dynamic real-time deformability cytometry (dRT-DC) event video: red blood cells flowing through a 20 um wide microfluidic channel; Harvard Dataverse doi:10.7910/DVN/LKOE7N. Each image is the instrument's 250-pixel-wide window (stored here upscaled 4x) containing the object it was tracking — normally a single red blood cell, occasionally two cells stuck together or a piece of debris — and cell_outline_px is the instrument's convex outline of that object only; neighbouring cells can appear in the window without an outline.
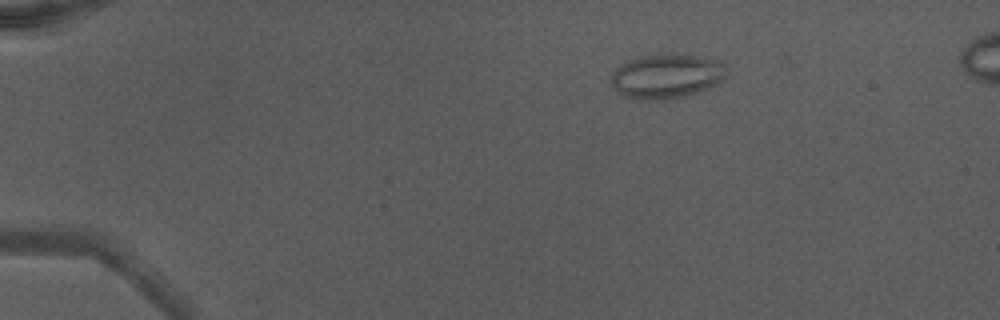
{"species": "Egyptian fruit bat (a non-hibernating species)", "species_latin": "Rousettus aegyptiacus", "temperature_condition": "warm", "stored_images_in_passage": 40, "camera_frame_rate_fps": 3000, "um_per_image_px": 0.085, "animal": {"sex": "male"}, "frame": {"image": 1, "passage_image": 1, "time_ms": 0.0, "image_size_px": [1000, 320], "cell_outline_px": [[728, 76], [724, 80], [708, 88], [684, 96], [656, 100], [632, 100], [624, 96], [612, 84], [612, 72], [620, 64], [628, 60], [640, 56], [664, 52], [676, 52], [720, 60], [724, 64]], "centroid_in_image_um": [56.68, 6.44], "position_along_channel_um": 28.3, "area_um2": 30.52}}
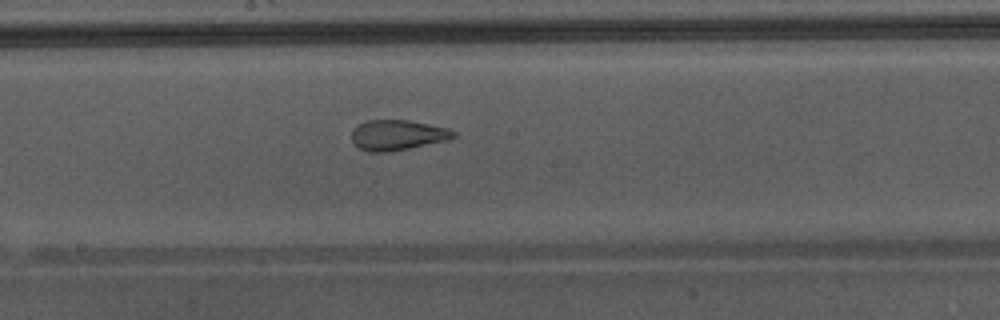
{"frame": {"image": 2, "passage_image": 20, "time_ms": 6.333, "image_size_px": [1000, 320], "cell_outline_px": [[456, 136], [448, 140], [388, 152], [368, 152], [352, 144], [352, 128], [368, 120], [408, 120], [448, 128], [456, 132]], "centroid_in_image_um": [33.76, 11.48], "position_along_channel_um": 214.4, "area_um2": 17.98}}
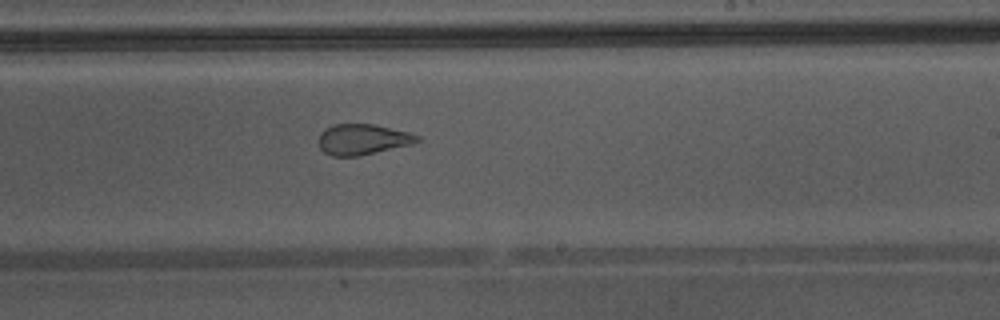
{"frame": {"image": 3, "passage_image": 23, "time_ms": 7.333, "image_size_px": [1000, 320], "cell_outline_px": [[420, 140], [412, 144], [360, 156], [332, 156], [324, 152], [320, 148], [316, 140], [320, 132], [324, 128], [332, 124], [376, 124], [408, 132], [420, 136]], "centroid_in_image_um": [30.78, 11.84], "position_along_channel_um": 258.2, "area_um2": 17.92}, "authors_computed_cell_mechanics": {"area_um2": 21.8773, "velocity_mm_per_s": 4.3859, "shape_relaxation_time_tau1_ms": null, "shape_relaxation_time_tau2_ms": 1.007, "deformation_change_tau1": null, "deformation_change_tau2": 0.0874}}